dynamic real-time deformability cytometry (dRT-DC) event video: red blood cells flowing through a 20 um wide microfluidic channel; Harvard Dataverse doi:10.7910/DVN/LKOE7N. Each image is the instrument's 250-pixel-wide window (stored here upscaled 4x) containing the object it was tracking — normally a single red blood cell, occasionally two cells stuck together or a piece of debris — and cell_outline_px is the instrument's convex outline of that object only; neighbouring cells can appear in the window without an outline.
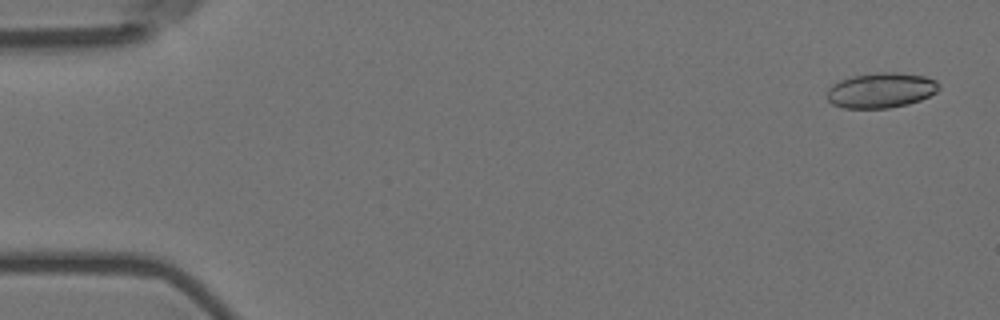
{"species": "Egyptian fruit bat (a non-hibernating species)", "species_latin": "Rousettus aegyptiacus", "temperature_condition": "room temperature", "stored_images_in_passage": 12, "camera_frame_rate_fps": 3000, "um_per_image_px": 0.085, "animal": {"sex": "female"}, "frame": {"image": 1, "passage_image": 3, "time_ms": 0.667, "image_size_px": [1000, 320], "cell_outline_px": [[940, 88], [936, 92], [920, 100], [908, 104], [888, 108], [844, 108], [832, 104], [828, 100], [828, 88], [832, 84], [840, 80], [852, 76], [880, 72], [896, 72], [924, 76], [936, 80], [940, 84]], "centroid_in_image_um": [74.89, 7.67], "position_along_channel_um": 10.1, "area_um2": 22.95}}